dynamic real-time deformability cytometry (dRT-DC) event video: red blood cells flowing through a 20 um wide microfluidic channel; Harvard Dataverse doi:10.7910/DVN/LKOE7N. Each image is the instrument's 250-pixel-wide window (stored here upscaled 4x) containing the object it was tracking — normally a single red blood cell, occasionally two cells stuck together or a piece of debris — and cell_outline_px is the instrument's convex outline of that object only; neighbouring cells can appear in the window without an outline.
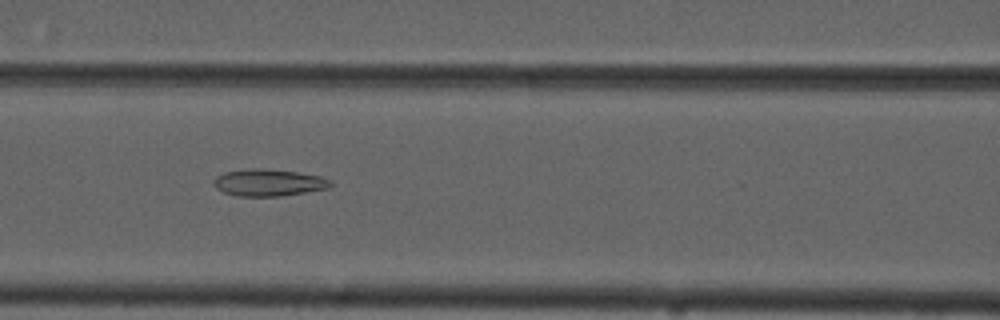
{"species": "common noctule bat (a hibernating species)", "species_latin": "Nyctalus noctula", "temperature_condition": "cold", "stored_images_in_passage": 55, "camera_frame_rate_fps": 3000, "um_per_image_px": 0.085, "animal": {"sex": "male", "forearm_length_mm": 52.5}, "frame": {"image": 1, "passage_image": 24, "time_ms": 7.667, "image_size_px": [1000, 320], "cell_outline_px": [[332, 184], [328, 188], [280, 196], [236, 196], [224, 192], [216, 188], [212, 180], [216, 176], [224, 172], [252, 168], [264, 168], [296, 172], [320, 176], [332, 180]], "centroid_in_image_um": [22.81, 15.51], "position_along_channel_um": 143.8, "area_um2": 18.32}}
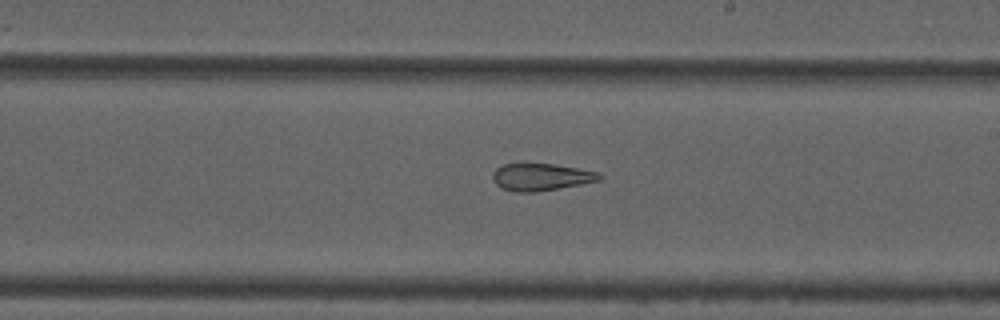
{"frame": {"image": 2, "passage_image": 32, "time_ms": 10.333, "image_size_px": [1000, 320], "cell_outline_px": [[604, 176], [600, 180], [580, 184], [536, 192], [516, 192], [500, 188], [492, 180], [492, 172], [496, 168], [504, 164], [552, 164], [600, 172]], "centroid_in_image_um": [45.97, 15.05], "position_along_channel_um": 243.0, "area_um2": 16.88}}
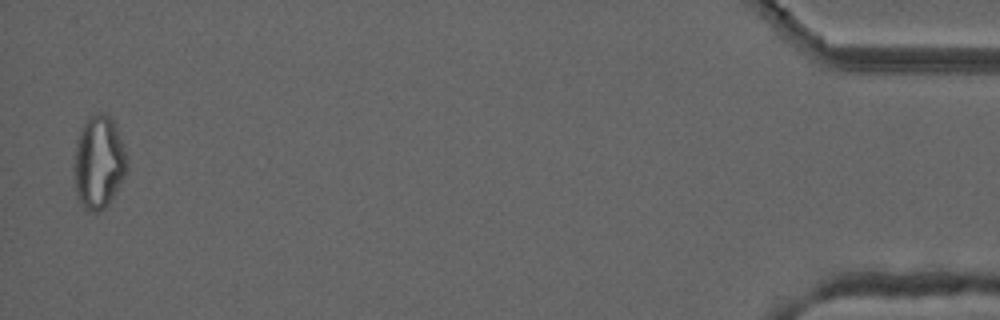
{"frame": {"image": 3, "passage_image": 54, "time_ms": 17.667, "image_size_px": [1000, 320], "cell_outline_px": [[128, 168], [124, 176], [108, 204], [100, 212], [88, 212], [84, 208], [76, 196], [72, 168], [72, 164], [76, 144], [80, 132], [84, 124], [92, 116], [100, 112], [108, 112], [124, 144], [128, 164]], "centroid_in_image_um": [8.37, 13.82], "position_along_channel_um": 426.8, "area_um2": 28.96}, "authors_computed_cell_mechanics": {"area_um2": 23.5824, "velocity_mm_per_s": 3.724, "shape_relaxation_time_tau1_ms": null, "shape_relaxation_time_tau2_ms": 2.6794, "deformation_change_tau1": null, "deformation_change_tau2": 0.1175}}